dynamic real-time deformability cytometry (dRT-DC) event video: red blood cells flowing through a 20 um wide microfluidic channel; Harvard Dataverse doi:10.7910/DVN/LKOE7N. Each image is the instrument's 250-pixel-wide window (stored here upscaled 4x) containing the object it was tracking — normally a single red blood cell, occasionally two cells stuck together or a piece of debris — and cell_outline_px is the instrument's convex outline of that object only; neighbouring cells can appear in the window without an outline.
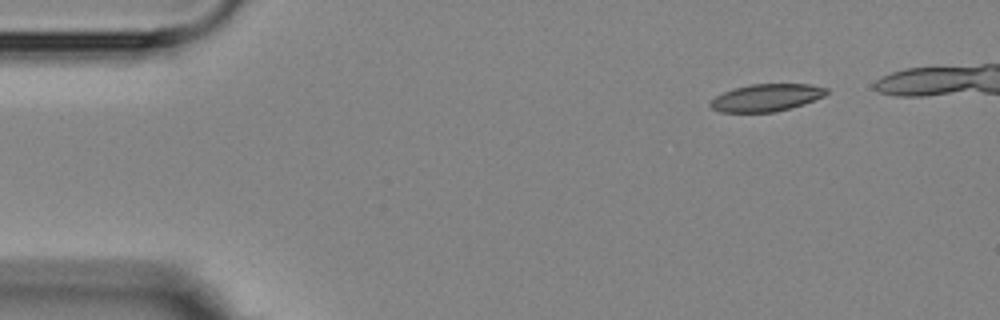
{"species": "Egyptian fruit bat (a non-hibernating species)", "species_latin": "Rousettus aegyptiacus", "temperature_condition": "room temperature", "stored_images_in_passage": 9, "camera_frame_rate_fps": 3000, "um_per_image_px": 0.085, "animal": {"sex": "female"}, "frame": {"image": 1, "passage_image": 1, "time_ms": 0.0, "image_size_px": [1000, 320], "cell_outline_px": [[828, 92], [824, 96], [804, 104], [776, 112], [720, 112], [712, 108], [708, 104], [716, 96], [732, 88], [752, 84], [812, 84], [828, 88]], "centroid_in_image_um": [65.15, 8.29], "position_along_channel_um": 19.8, "area_um2": 18.55}}
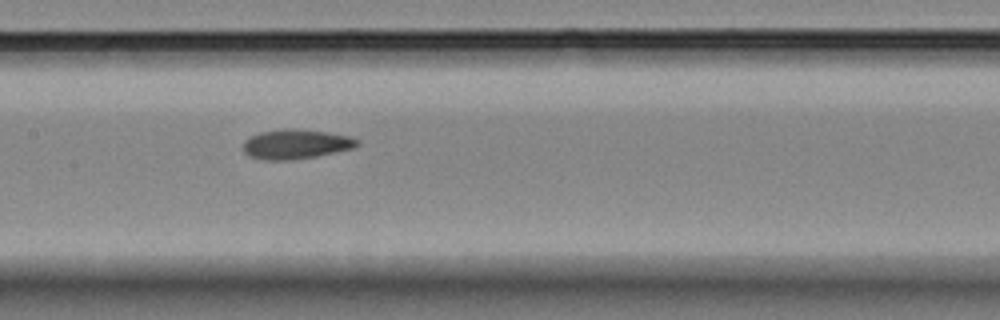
{"frame": {"image": 2, "passage_image": 7, "time_ms": 6.667, "image_size_px": [1000, 320], "cell_outline_px": [[360, 144], [352, 148], [316, 156], [292, 160], [264, 160], [248, 156], [244, 152], [244, 144], [252, 136], [260, 132], [284, 128], [288, 128], [328, 132], [352, 136], [360, 140]], "centroid_in_image_um": [25.19, 12.25], "position_along_channel_um": 182.2, "area_um2": 19.59}}
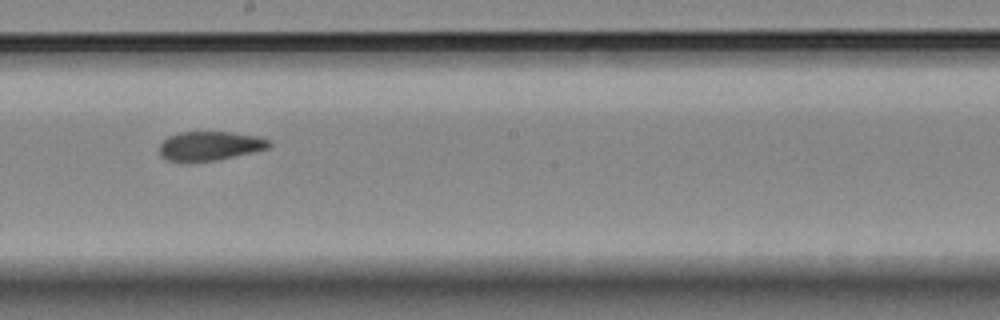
{"frame": {"image": 3, "passage_image": 8, "time_ms": 8.0, "image_size_px": [1000, 320], "cell_outline_px": [[272, 144], [268, 148], [252, 152], [216, 160], [184, 164], [164, 160], [160, 156], [160, 144], [168, 136], [180, 132], [232, 132], [256, 136], [268, 140]], "centroid_in_image_um": [17.75, 12.43], "position_along_channel_um": 230.4, "area_um2": 18.96}}